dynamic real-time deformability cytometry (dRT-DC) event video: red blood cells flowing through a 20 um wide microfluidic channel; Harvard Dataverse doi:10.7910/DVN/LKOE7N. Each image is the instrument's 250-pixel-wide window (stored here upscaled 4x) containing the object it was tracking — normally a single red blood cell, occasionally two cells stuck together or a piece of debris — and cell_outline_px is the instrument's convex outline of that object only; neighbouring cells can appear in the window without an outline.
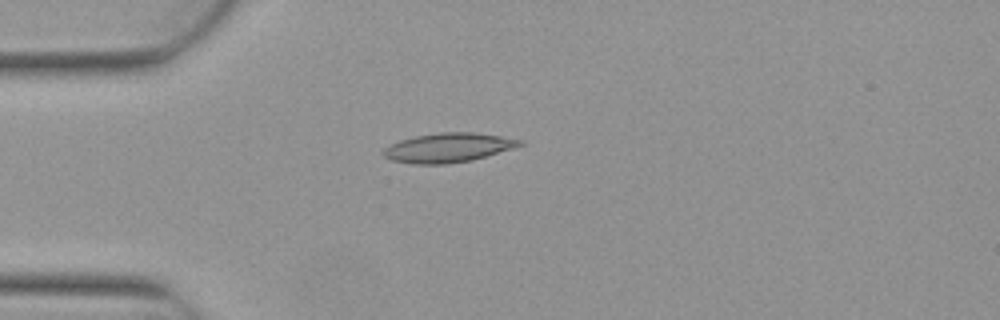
{"species": "Egyptian fruit bat (a non-hibernating species)", "species_latin": "Rousettus aegyptiacus", "temperature_condition": "warm", "stored_images_in_passage": 4, "camera_frame_rate_fps": 3000, "um_per_image_px": 0.085, "animal": {"sex": "female"}, "frame": {"image": 1, "passage_image": 4, "time_ms": 1.0, "image_size_px": [1000, 320], "cell_outline_px": [[524, 144], [512, 148], [472, 160], [444, 164], [412, 164], [392, 160], [384, 156], [380, 152], [384, 148], [400, 140], [416, 136], [440, 132], [472, 132], [500, 136], [524, 140]], "centroid_in_image_um": [38.07, 12.55], "position_along_channel_um": 46.9, "area_um2": 23.12}}